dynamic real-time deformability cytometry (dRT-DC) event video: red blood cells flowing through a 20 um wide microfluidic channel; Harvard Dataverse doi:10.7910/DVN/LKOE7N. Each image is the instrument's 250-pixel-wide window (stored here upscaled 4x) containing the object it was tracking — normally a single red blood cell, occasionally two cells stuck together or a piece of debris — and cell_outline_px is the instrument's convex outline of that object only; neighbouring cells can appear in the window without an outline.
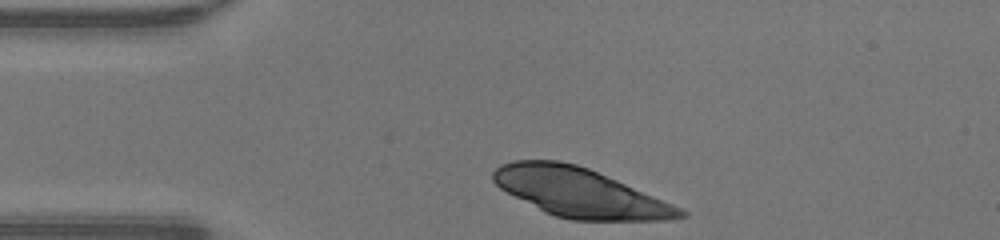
{"species": "human", "species_latin": "Homo sapiens", "temperature_condition": "warm", "stored_images_in_passage": 30, "camera_frame_rate_fps": 3000, "um_per_image_px": 0.085, "donor": {"sex": "male"}, "frame": {"image": 1, "passage_image": 1, "time_ms": 0.0, "image_size_px": [1000, 240], "cell_outline_px": [[688, 216], [668, 220], [572, 220], [556, 216], [544, 212], [500, 188], [492, 180], [492, 172], [500, 164], [512, 160], [560, 160], [576, 164], [588, 168], [672, 204], [688, 212]], "centroid_in_image_um": [49.25, 16.36], "position_along_channel_um": 35.8, "area_um2": 52.77}}